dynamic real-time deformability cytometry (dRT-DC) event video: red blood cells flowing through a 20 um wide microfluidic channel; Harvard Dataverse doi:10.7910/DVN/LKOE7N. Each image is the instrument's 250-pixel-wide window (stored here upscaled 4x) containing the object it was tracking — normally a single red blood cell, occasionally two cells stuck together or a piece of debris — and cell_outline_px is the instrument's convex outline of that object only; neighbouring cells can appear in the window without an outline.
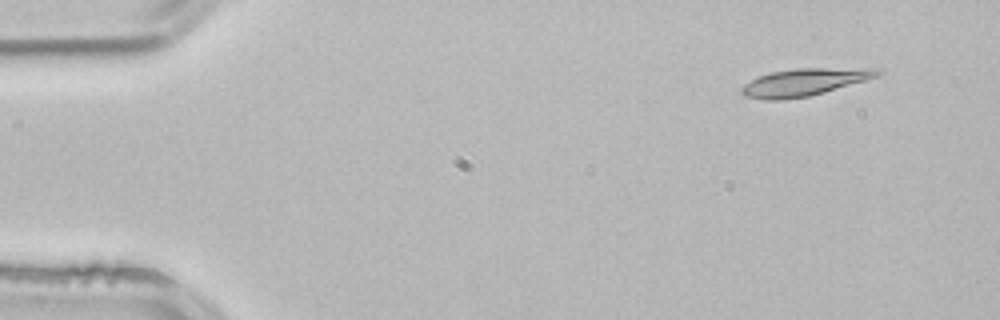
{"species": "common noctule bat (a hibernating species)", "species_latin": "Nyctalus noctula", "temperature_condition": "room temperature", "stored_images_in_passage": 3, "camera_frame_rate_fps": 3000, "um_per_image_px": 0.085, "animal": {"sex": "male", "body_mass_g": 21.5, "forearm_length_mm": 52.0}, "frame": {"image": 1, "passage_image": 1, "time_ms": 0.0, "image_size_px": [1000, 320], "cell_outline_px": [[884, 72], [876, 76], [864, 80], [824, 92], [808, 96], [780, 100], [764, 100], [744, 96], [740, 92], [740, 88], [744, 84], [760, 76], [772, 72], [796, 68], [880, 68]], "centroid_in_image_um": [68.35, 6.98], "position_along_channel_um": 16.7, "area_um2": 21.44}}